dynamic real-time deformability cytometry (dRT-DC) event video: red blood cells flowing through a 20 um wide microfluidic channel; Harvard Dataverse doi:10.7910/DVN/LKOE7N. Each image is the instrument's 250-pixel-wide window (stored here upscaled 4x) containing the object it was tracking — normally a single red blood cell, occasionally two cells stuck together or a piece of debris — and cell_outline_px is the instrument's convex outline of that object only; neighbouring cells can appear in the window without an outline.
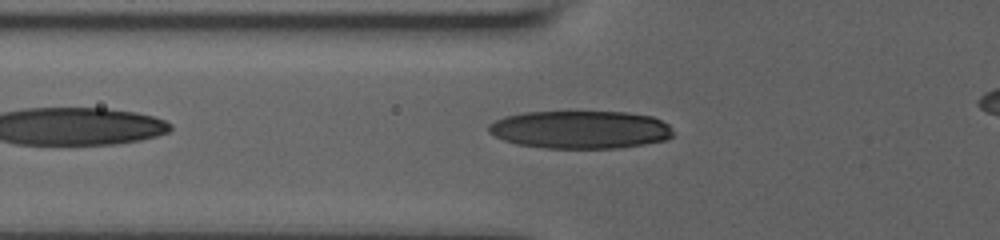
{"species": "human", "species_latin": "Homo sapiens", "temperature_condition": "room temperature", "stored_images_in_passage": 36, "camera_frame_rate_fps": 3000, "um_per_image_px": 0.085, "donor": {"sex": "male"}, "frame": {"image": 1, "passage_image": 4, "time_ms": 1.0, "image_size_px": [1000, 240], "cell_outline_px": [[672, 136], [668, 140], [644, 144], [616, 148], [544, 148], [516, 144], [504, 140], [488, 132], [488, 124], [504, 116], [524, 112], [628, 112], [652, 116], [668, 124], [672, 132]], "centroid_in_image_um": [49.32, 11.02], "position_along_channel_um": 76.5, "area_um2": 40.86}}
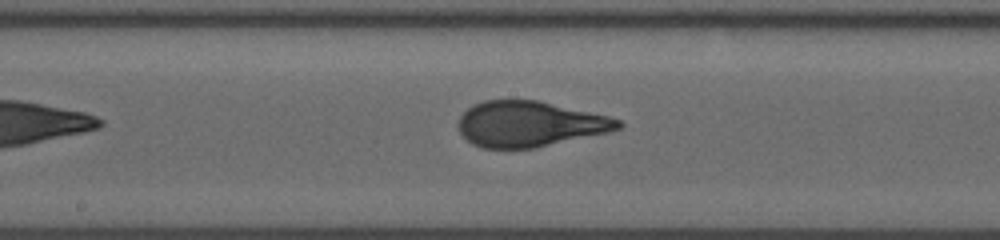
{"frame": {"image": 2, "passage_image": 14, "time_ms": 4.333, "image_size_px": [1000, 240], "cell_outline_px": [[624, 124], [620, 128], [608, 132], [536, 148], [480, 148], [472, 144], [460, 132], [456, 124], [460, 116], [472, 104], [484, 100], [536, 100], [608, 116], [620, 120]], "centroid_in_image_um": [44.98, 10.54], "position_along_channel_um": 203.2, "area_um2": 42.37}}
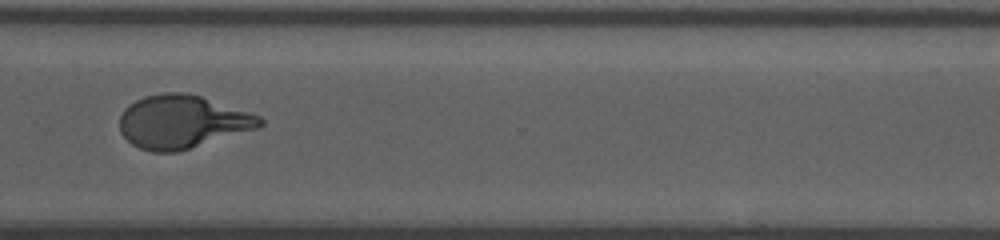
{"frame": {"image": 3, "passage_image": 26, "time_ms": 8.333, "image_size_px": [1000, 240], "cell_outline_px": [[264, 124], [260, 128], [176, 152], [152, 152], [140, 148], [132, 144], [120, 132], [120, 116], [124, 108], [128, 104], [144, 96], [164, 92], [180, 92], [200, 96], [260, 116], [264, 120]], "centroid_in_image_um": [15.48, 10.35], "position_along_channel_um": 355.1, "area_um2": 43.35}}